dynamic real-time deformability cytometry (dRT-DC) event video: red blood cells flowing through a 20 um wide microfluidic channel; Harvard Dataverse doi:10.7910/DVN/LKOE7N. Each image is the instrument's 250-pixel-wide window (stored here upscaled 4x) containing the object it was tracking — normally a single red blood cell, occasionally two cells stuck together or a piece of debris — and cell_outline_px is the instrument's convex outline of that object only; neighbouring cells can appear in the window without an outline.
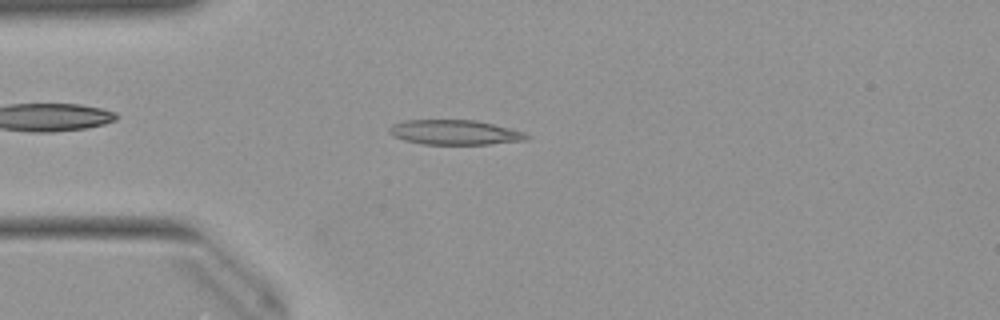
{"species": "Egyptian fruit bat (a non-hibernating species)", "species_latin": "Rousettus aegyptiacus", "temperature_condition": "warm", "stored_images_in_passage": 20, "camera_frame_rate_fps": 3000, "um_per_image_px": 0.085, "animal": {"sex": "female"}, "frame": {"image": 1, "passage_image": 9, "time_ms": 2.667, "image_size_px": [1000, 320], "cell_outline_px": [[532, 136], [524, 140], [488, 144], [424, 144], [404, 140], [392, 136], [388, 132], [388, 128], [392, 124], [404, 120], [476, 120], [512, 128], [524, 132]], "centroid_in_image_um": [38.64, 11.24], "position_along_channel_um": 46.4, "area_um2": 19.94}}
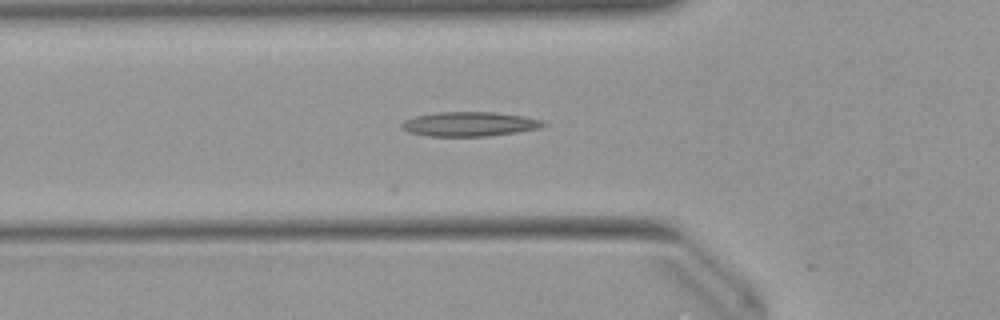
{"frame": {"image": 2, "passage_image": 13, "time_ms": 4.0, "image_size_px": [1000, 320], "cell_outline_px": [[548, 124], [540, 128], [516, 132], [488, 136], [428, 136], [408, 132], [400, 128], [400, 124], [404, 120], [416, 116], [436, 112], [496, 112], [524, 116], [540, 120]], "centroid_in_image_um": [39.88, 10.54], "position_along_channel_um": 85.9, "area_um2": 20.23}}
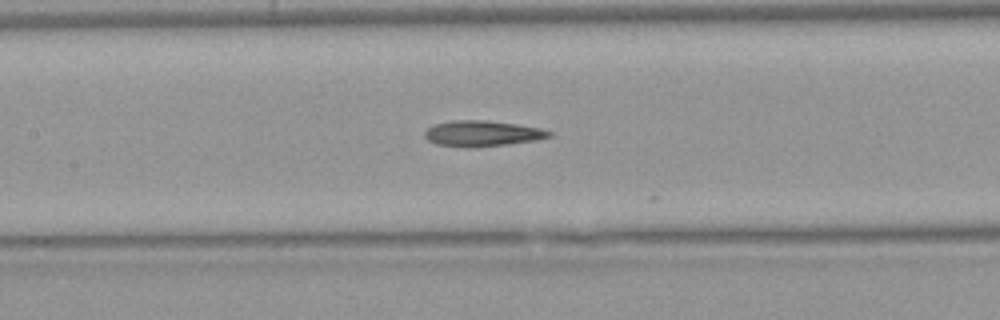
{"frame": {"image": 3, "passage_image": 19, "time_ms": 6.0, "image_size_px": [1000, 320], "cell_outline_px": [[552, 136], [536, 140], [504, 144], [464, 148], [436, 144], [428, 140], [424, 136], [424, 132], [432, 124], [452, 120], [484, 120], [516, 124], [540, 128], [552, 132]], "centroid_in_image_um": [40.94, 11.34], "position_along_channel_um": 166.5, "area_um2": 18.61}}